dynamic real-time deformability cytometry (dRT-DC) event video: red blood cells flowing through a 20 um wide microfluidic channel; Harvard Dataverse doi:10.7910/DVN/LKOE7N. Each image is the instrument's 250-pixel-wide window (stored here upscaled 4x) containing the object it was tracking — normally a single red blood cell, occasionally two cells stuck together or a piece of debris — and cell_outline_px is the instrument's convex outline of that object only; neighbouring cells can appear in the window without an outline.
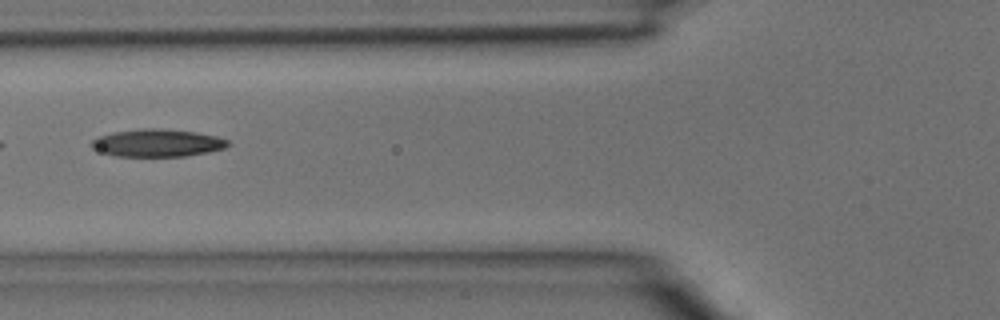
{"species": "common noctule bat (a hibernating species)", "species_latin": "Nyctalus noctula", "temperature_condition": "room temperature", "stored_images_in_passage": 12, "camera_frame_rate_fps": 3000, "um_per_image_px": 0.085, "animal": {"sex": "male", "body_mass_g": 15.6}, "frame": {"image": 1, "passage_image": 7, "time_ms": 2.0, "image_size_px": [1000, 320], "cell_outline_px": [[232, 144], [224, 148], [208, 152], [184, 156], [116, 156], [92, 148], [88, 144], [92, 140], [100, 136], [112, 132], [144, 128], [160, 128], [196, 132], [216, 136], [228, 140]], "centroid_in_image_um": [13.38, 12.14], "position_along_channel_um": 112.4, "area_um2": 21.91}}
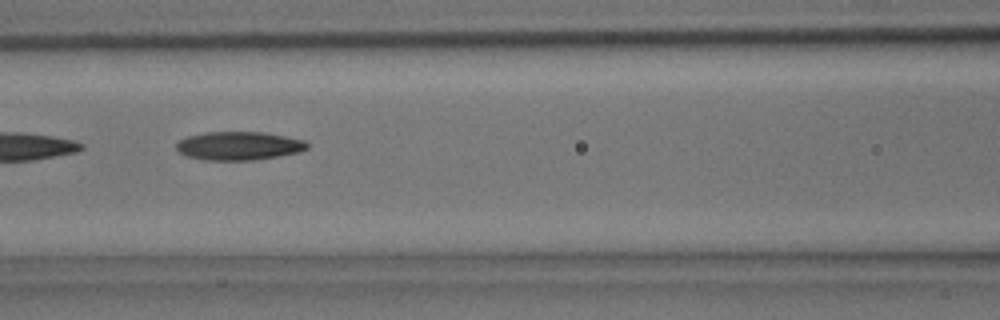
{"frame": {"image": 2, "passage_image": 9, "time_ms": 2.667, "image_size_px": [1000, 320], "cell_outline_px": [[308, 148], [300, 152], [256, 160], [204, 160], [188, 156], [180, 152], [176, 148], [176, 144], [180, 140], [188, 136], [204, 132], [264, 132], [304, 140], [308, 144]], "centroid_in_image_um": [20.31, 12.39], "position_along_channel_um": 146.3, "area_um2": 21.68}}